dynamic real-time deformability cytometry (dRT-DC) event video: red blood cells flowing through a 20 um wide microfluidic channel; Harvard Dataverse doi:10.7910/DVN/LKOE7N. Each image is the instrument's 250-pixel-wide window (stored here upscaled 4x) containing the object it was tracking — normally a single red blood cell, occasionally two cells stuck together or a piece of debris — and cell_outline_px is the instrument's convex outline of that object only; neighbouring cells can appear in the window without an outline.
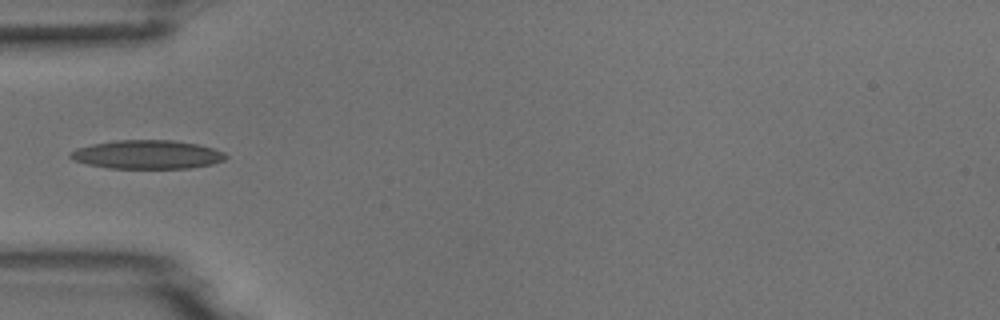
{"species": "common noctule bat (a hibernating species)", "species_latin": "Nyctalus noctula", "temperature_condition": "room temperature", "stored_images_in_passage": 37, "camera_frame_rate_fps": 3000, "um_per_image_px": 0.085, "animal": {"sex": "male", "body_mass_g": 18.8}, "frame": {"image": 1, "passage_image": 1, "time_ms": 0.0, "image_size_px": [1000, 320], "cell_outline_px": [[228, 156], [224, 160], [212, 164], [188, 168], [108, 168], [88, 164], [72, 160], [68, 156], [68, 152], [76, 148], [92, 144], [116, 140], [172, 140], [196, 144], [212, 148], [224, 152]], "centroid_in_image_um": [12.47, 13.13], "position_along_channel_um": 72.5, "area_um2": 26.01}}
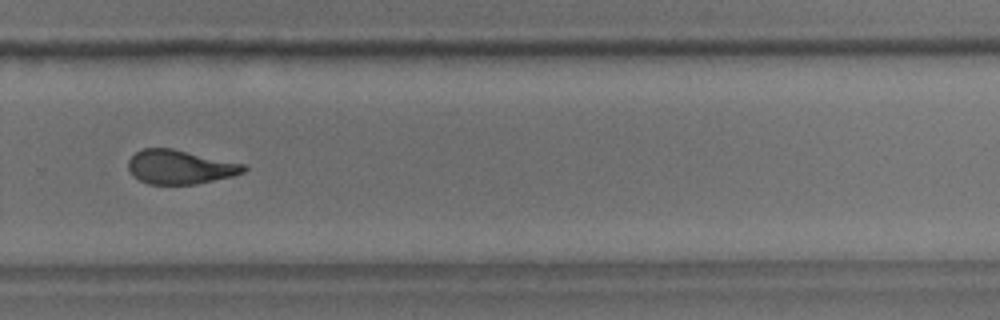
{"frame": {"image": 2, "passage_image": 20, "time_ms": 6.333, "image_size_px": [1000, 320], "cell_outline_px": [[248, 168], [244, 172], [232, 176], [196, 184], [148, 184], [132, 176], [128, 168], [128, 160], [136, 152], [144, 148], [172, 148], [244, 164]], "centroid_in_image_um": [15.28, 14.2], "position_along_channel_um": 314.5, "area_um2": 22.83}}
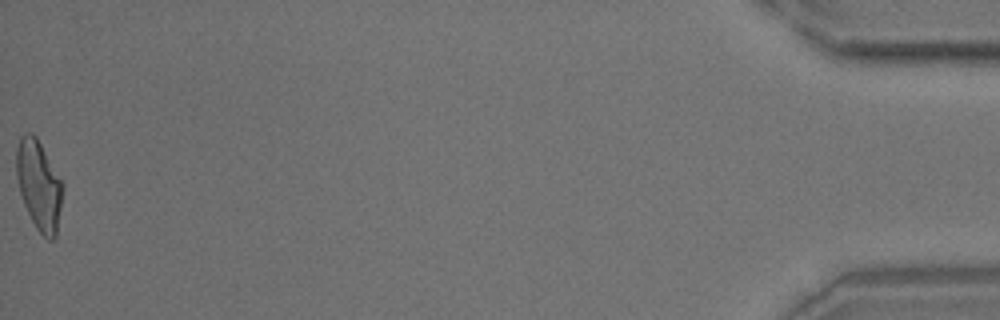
{"frame": {"image": 3, "passage_image": 37, "time_ms": 12.0, "image_size_px": [1000, 320], "cell_outline_px": [[64, 188], [56, 236], [52, 240], [48, 240], [36, 228], [24, 204], [20, 192], [16, 176], [16, 148], [20, 136], [24, 132], [32, 132], [36, 136], [64, 184]], "centroid_in_image_um": [3.31, 15.71], "position_along_channel_um": 431.9, "area_um2": 24.28}}